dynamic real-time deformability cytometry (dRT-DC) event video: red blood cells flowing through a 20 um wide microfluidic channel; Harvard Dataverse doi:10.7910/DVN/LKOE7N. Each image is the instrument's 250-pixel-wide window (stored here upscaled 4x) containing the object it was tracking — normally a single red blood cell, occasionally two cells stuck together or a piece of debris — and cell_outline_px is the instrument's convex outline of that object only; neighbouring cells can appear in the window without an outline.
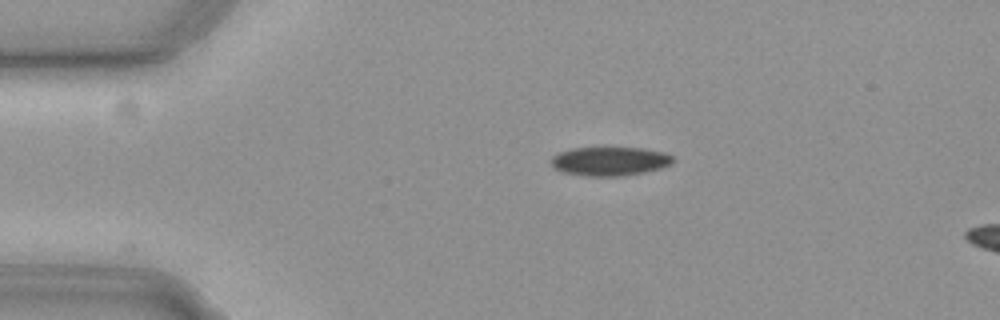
{"species": "common noctule bat (a hibernating species)", "species_latin": "Nyctalus noctula", "temperature_condition": "cold", "stored_images_in_passage": 3, "camera_frame_rate_fps": 3000, "um_per_image_px": 0.085, "animal": {"sex": "female", "body_mass_g": 19.3, "forearm_length_mm": 54.1}, "frame": {"image": 1, "passage_image": 1, "time_ms": 0.0, "image_size_px": [1000, 320], "cell_outline_px": [[676, 160], [660, 168], [644, 172], [624, 176], [588, 176], [564, 172], [556, 168], [552, 164], [552, 156], [560, 152], [576, 148], [640, 148], [664, 152], [672, 156]], "centroid_in_image_um": [51.86, 13.71], "position_along_channel_um": 33.1, "area_um2": 20.17}}